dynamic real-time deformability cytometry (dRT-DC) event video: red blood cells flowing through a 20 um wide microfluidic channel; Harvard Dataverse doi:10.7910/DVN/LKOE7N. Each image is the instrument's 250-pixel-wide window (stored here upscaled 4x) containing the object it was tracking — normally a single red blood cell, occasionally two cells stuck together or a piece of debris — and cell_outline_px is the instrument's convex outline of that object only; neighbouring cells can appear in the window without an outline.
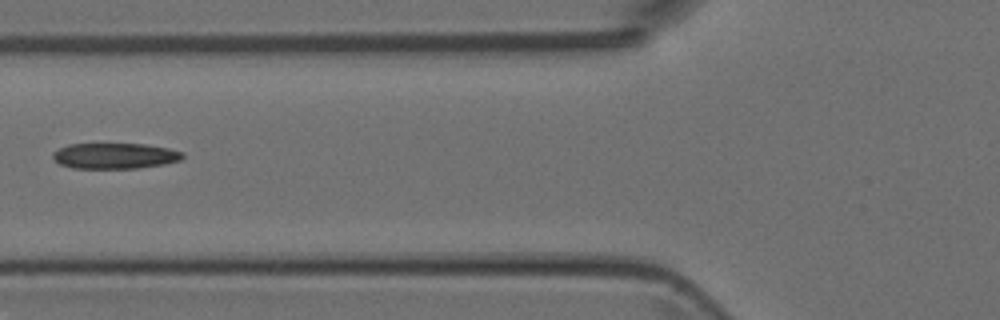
{"species": "Egyptian fruit bat (a non-hibernating species)", "species_latin": "Rousettus aegyptiacus", "temperature_condition": "room temperature", "stored_images_in_passage": 4, "camera_frame_rate_fps": 3000, "um_per_image_px": 0.085, "animal": {"sex": "female"}, "frame": {"image": 1, "passage_image": 4, "time_ms": 4.667, "image_size_px": [1000, 320], "cell_outline_px": [[184, 156], [180, 160], [164, 164], [136, 168], [72, 168], [60, 164], [52, 156], [52, 152], [68, 144], [144, 144], [168, 148], [184, 152]], "centroid_in_image_um": [9.76, 13.24], "position_along_channel_um": 116.0, "area_um2": 19.36}}